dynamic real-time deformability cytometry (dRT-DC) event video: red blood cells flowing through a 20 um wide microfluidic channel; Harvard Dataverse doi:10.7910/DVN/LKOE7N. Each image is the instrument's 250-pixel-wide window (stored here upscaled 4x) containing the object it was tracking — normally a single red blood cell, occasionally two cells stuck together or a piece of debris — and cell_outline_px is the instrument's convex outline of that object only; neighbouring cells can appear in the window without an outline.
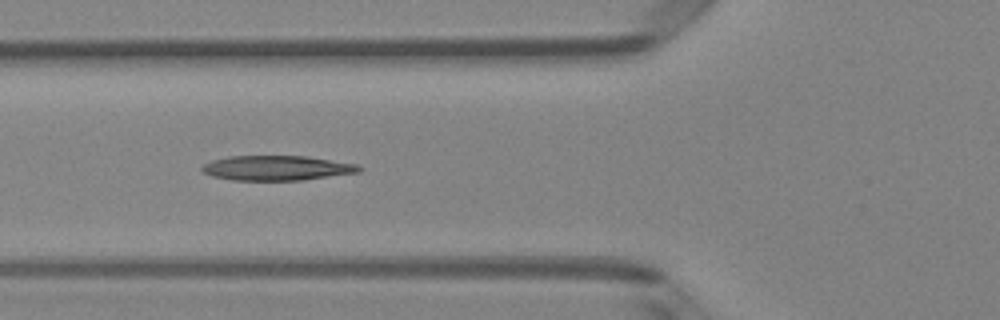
{"species": "Egyptian fruit bat (a non-hibernating species)", "species_latin": "Rousettus aegyptiacus", "temperature_condition": "room temperature", "stored_images_in_passage": 7, "camera_frame_rate_fps": 3000, "um_per_image_px": 0.085, "animal": {"sex": "female"}, "frame": {"image": 1, "passage_image": 5, "time_ms": 1.333, "image_size_px": [1000, 320], "cell_outline_px": [[364, 168], [360, 172], [304, 180], [232, 180], [212, 176], [204, 172], [200, 168], [204, 164], [212, 160], [228, 156], [304, 156], [356, 164]], "centroid_in_image_um": [23.53, 14.28], "position_along_channel_um": 102.3, "area_um2": 22.66}}
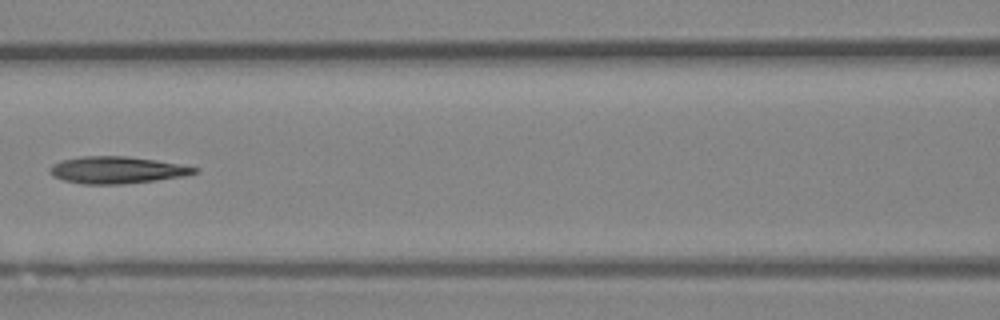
{"frame": {"image": 2, "passage_image": 6, "time_ms": 1.667, "image_size_px": [1000, 320], "cell_outline_px": [[200, 172], [184, 176], [156, 180], [124, 184], [84, 184], [64, 180], [52, 176], [48, 172], [48, 168], [52, 164], [60, 160], [80, 156], [128, 156], [156, 160], [180, 164], [200, 168]], "centroid_in_image_um": [9.93, 14.44], "position_along_channel_um": 156.7, "area_um2": 23.0}}
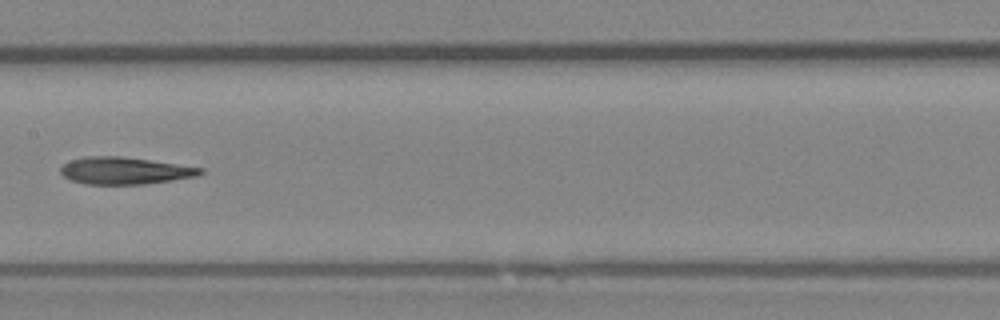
{"frame": {"image": 3, "passage_image": 7, "time_ms": 2.0, "image_size_px": [1000, 320], "cell_outline_px": [[204, 172], [196, 176], [172, 180], [144, 184], [88, 184], [72, 180], [64, 176], [60, 172], [60, 168], [64, 164], [72, 160], [84, 156], [120, 156], [204, 168]], "centroid_in_image_um": [10.6, 14.5], "position_along_channel_um": 196.8, "area_um2": 21.79}}